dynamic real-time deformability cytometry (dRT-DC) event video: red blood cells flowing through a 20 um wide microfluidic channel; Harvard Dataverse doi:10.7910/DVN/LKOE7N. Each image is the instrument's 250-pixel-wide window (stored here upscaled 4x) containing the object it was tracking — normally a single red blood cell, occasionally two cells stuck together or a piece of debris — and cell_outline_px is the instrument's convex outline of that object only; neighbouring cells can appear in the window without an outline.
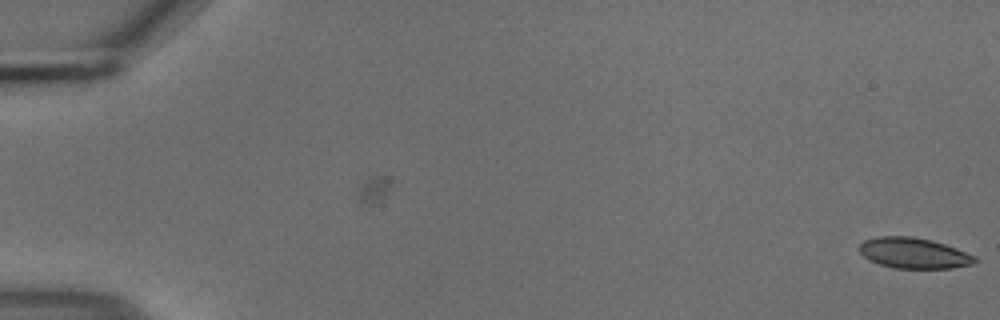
{"species": "common noctule bat (a hibernating species)", "species_latin": "Nyctalus noctula", "temperature_condition": "cold", "stored_images_in_passage": 6, "camera_frame_rate_fps": 3000, "um_per_image_px": 0.085, "animal": {"sex": "male", "body_mass_g": 18.8}, "frame": {"image": 1, "passage_image": 6, "time_ms": 1.667, "image_size_px": [1000, 320], "cell_outline_px": [[976, 260], [972, 264], [952, 268], [892, 268], [868, 260], [860, 252], [860, 244], [864, 240], [876, 236], [912, 236], [932, 240], [956, 248], [976, 256]], "centroid_in_image_um": [77.65, 21.51], "position_along_channel_um": 7.3, "area_um2": 20.63}}